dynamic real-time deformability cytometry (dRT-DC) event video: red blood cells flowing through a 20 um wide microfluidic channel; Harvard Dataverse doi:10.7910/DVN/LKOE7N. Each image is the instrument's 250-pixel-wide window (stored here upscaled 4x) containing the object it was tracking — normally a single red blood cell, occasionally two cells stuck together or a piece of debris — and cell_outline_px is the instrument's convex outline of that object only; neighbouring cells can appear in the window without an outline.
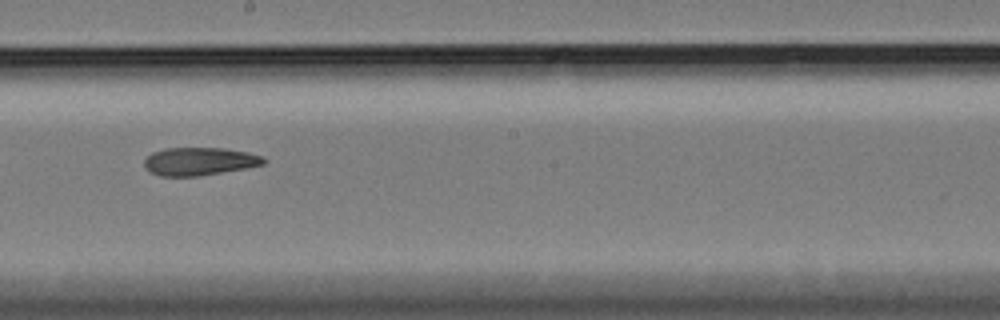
{"species": "Egyptian fruit bat (a non-hibernating species)", "species_latin": "Rousettus aegyptiacus", "temperature_condition": "cold", "stored_images_in_passage": 35, "camera_frame_rate_fps": 3000, "um_per_image_px": 0.085, "animal": {"sex": "female"}, "frame": {"image": 1, "passage_image": 16, "time_ms": 5.0, "image_size_px": [1000, 320], "cell_outline_px": [[268, 160], [264, 164], [244, 168], [196, 176], [160, 176], [144, 168], [144, 160], [152, 152], [164, 148], [224, 148], [248, 152], [260, 156]], "centroid_in_image_um": [16.92, 13.7], "position_along_channel_um": 231.3, "area_um2": 19.31}}
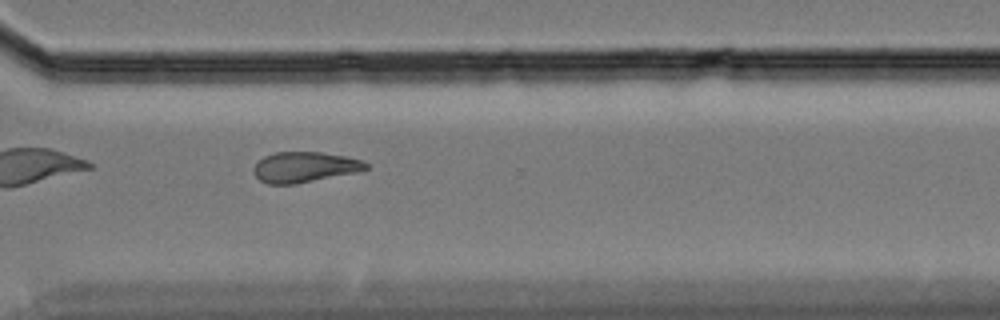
{"frame": {"image": 2, "passage_image": 26, "time_ms": 8.333, "image_size_px": [1000, 320], "cell_outline_px": [[368, 168], [352, 172], [296, 184], [268, 184], [260, 180], [256, 176], [256, 164], [264, 156], [276, 152], [320, 152], [344, 156], [360, 160], [368, 164]], "centroid_in_image_um": [25.86, 14.2], "position_along_channel_um": 344.7, "area_um2": 19.31}, "authors_computed_cell_mechanics": {"area_um2": 20.0566, "velocity_mm_per_s": 3.4079, "shape_relaxation_time_tau1_ms": 8.16, "shape_relaxation_time_tau2_ms": 9.7235, "deformation_change_tau1": 0.1824, "deformation_change_tau2": 0.1871}}